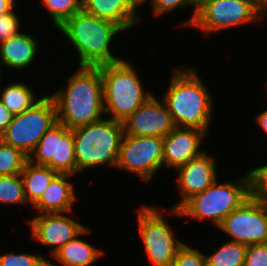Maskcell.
Wrapping results in <instances>:
<instances>
[{
  "instance_id": "8992f818",
  "label": "cell",
  "mask_w": 267,
  "mask_h": 266,
  "mask_svg": "<svg viewBox=\"0 0 267 266\" xmlns=\"http://www.w3.org/2000/svg\"><path fill=\"white\" fill-rule=\"evenodd\" d=\"M252 174L241 178L238 184L226 182L218 184L217 180L203 192L189 198L179 209H173L171 213L186 215L193 219L203 220L211 218L218 227L222 221L235 209L239 208L251 195Z\"/></svg>"
},
{
  "instance_id": "7c38bea8",
  "label": "cell",
  "mask_w": 267,
  "mask_h": 266,
  "mask_svg": "<svg viewBox=\"0 0 267 266\" xmlns=\"http://www.w3.org/2000/svg\"><path fill=\"white\" fill-rule=\"evenodd\" d=\"M218 228L232 236L233 242L247 246L267 243V211L261 200L252 194Z\"/></svg>"
},
{
  "instance_id": "83f0119b",
  "label": "cell",
  "mask_w": 267,
  "mask_h": 266,
  "mask_svg": "<svg viewBox=\"0 0 267 266\" xmlns=\"http://www.w3.org/2000/svg\"><path fill=\"white\" fill-rule=\"evenodd\" d=\"M171 266H207L206 256L184 244L178 250Z\"/></svg>"
},
{
  "instance_id": "f1b7e54d",
  "label": "cell",
  "mask_w": 267,
  "mask_h": 266,
  "mask_svg": "<svg viewBox=\"0 0 267 266\" xmlns=\"http://www.w3.org/2000/svg\"><path fill=\"white\" fill-rule=\"evenodd\" d=\"M15 11L8 12L4 15H0V42L7 40L20 32V21Z\"/></svg>"
},
{
  "instance_id": "e0dca14e",
  "label": "cell",
  "mask_w": 267,
  "mask_h": 266,
  "mask_svg": "<svg viewBox=\"0 0 267 266\" xmlns=\"http://www.w3.org/2000/svg\"><path fill=\"white\" fill-rule=\"evenodd\" d=\"M82 10L119 26L123 31L133 27L139 17L128 0H82Z\"/></svg>"
},
{
  "instance_id": "5b68a950",
  "label": "cell",
  "mask_w": 267,
  "mask_h": 266,
  "mask_svg": "<svg viewBox=\"0 0 267 266\" xmlns=\"http://www.w3.org/2000/svg\"><path fill=\"white\" fill-rule=\"evenodd\" d=\"M77 173L99 165L116 166L123 123L111 118L73 129Z\"/></svg>"
},
{
  "instance_id": "e575fe53",
  "label": "cell",
  "mask_w": 267,
  "mask_h": 266,
  "mask_svg": "<svg viewBox=\"0 0 267 266\" xmlns=\"http://www.w3.org/2000/svg\"><path fill=\"white\" fill-rule=\"evenodd\" d=\"M208 0H192L193 2V5L195 7V9L193 10V15L191 16V18L185 22V26H192L193 22H194V19H195V16L197 14V10L199 7H201L205 2H207Z\"/></svg>"
},
{
  "instance_id": "ba28073f",
  "label": "cell",
  "mask_w": 267,
  "mask_h": 266,
  "mask_svg": "<svg viewBox=\"0 0 267 266\" xmlns=\"http://www.w3.org/2000/svg\"><path fill=\"white\" fill-rule=\"evenodd\" d=\"M163 214L149 206H142L138 211L140 235L152 266H171L178 250L184 245L175 238Z\"/></svg>"
},
{
  "instance_id": "2e32d148",
  "label": "cell",
  "mask_w": 267,
  "mask_h": 266,
  "mask_svg": "<svg viewBox=\"0 0 267 266\" xmlns=\"http://www.w3.org/2000/svg\"><path fill=\"white\" fill-rule=\"evenodd\" d=\"M205 135L206 132L196 128L176 126L164 137L163 164L177 169L201 155L204 151L199 147Z\"/></svg>"
},
{
  "instance_id": "f35d334b",
  "label": "cell",
  "mask_w": 267,
  "mask_h": 266,
  "mask_svg": "<svg viewBox=\"0 0 267 266\" xmlns=\"http://www.w3.org/2000/svg\"><path fill=\"white\" fill-rule=\"evenodd\" d=\"M254 196L258 197L261 200L262 204L264 205L267 211V195H254Z\"/></svg>"
},
{
  "instance_id": "ac0fdd59",
  "label": "cell",
  "mask_w": 267,
  "mask_h": 266,
  "mask_svg": "<svg viewBox=\"0 0 267 266\" xmlns=\"http://www.w3.org/2000/svg\"><path fill=\"white\" fill-rule=\"evenodd\" d=\"M70 174H57L40 199L33 205L42 213L71 212L73 202L76 200L74 185L67 181Z\"/></svg>"
},
{
  "instance_id": "8d00e7d4",
  "label": "cell",
  "mask_w": 267,
  "mask_h": 266,
  "mask_svg": "<svg viewBox=\"0 0 267 266\" xmlns=\"http://www.w3.org/2000/svg\"><path fill=\"white\" fill-rule=\"evenodd\" d=\"M253 2L264 12L267 13V0H253Z\"/></svg>"
},
{
  "instance_id": "4dcf8cb0",
  "label": "cell",
  "mask_w": 267,
  "mask_h": 266,
  "mask_svg": "<svg viewBox=\"0 0 267 266\" xmlns=\"http://www.w3.org/2000/svg\"><path fill=\"white\" fill-rule=\"evenodd\" d=\"M253 195H267V164L251 171Z\"/></svg>"
},
{
  "instance_id": "cb8c5ba5",
  "label": "cell",
  "mask_w": 267,
  "mask_h": 266,
  "mask_svg": "<svg viewBox=\"0 0 267 266\" xmlns=\"http://www.w3.org/2000/svg\"><path fill=\"white\" fill-rule=\"evenodd\" d=\"M28 161L29 156L23 151L0 139V176L21 174Z\"/></svg>"
},
{
  "instance_id": "9c48e42d",
  "label": "cell",
  "mask_w": 267,
  "mask_h": 266,
  "mask_svg": "<svg viewBox=\"0 0 267 266\" xmlns=\"http://www.w3.org/2000/svg\"><path fill=\"white\" fill-rule=\"evenodd\" d=\"M253 0H208L198 8L192 26L209 35L232 26L263 20Z\"/></svg>"
},
{
  "instance_id": "44dd1931",
  "label": "cell",
  "mask_w": 267,
  "mask_h": 266,
  "mask_svg": "<svg viewBox=\"0 0 267 266\" xmlns=\"http://www.w3.org/2000/svg\"><path fill=\"white\" fill-rule=\"evenodd\" d=\"M57 174L49 166L35 165L28 161L20 174L27 202H31L33 206Z\"/></svg>"
},
{
  "instance_id": "603a6c76",
  "label": "cell",
  "mask_w": 267,
  "mask_h": 266,
  "mask_svg": "<svg viewBox=\"0 0 267 266\" xmlns=\"http://www.w3.org/2000/svg\"><path fill=\"white\" fill-rule=\"evenodd\" d=\"M247 245L229 241L213 254L205 255L207 266H244Z\"/></svg>"
},
{
  "instance_id": "6da1fadb",
  "label": "cell",
  "mask_w": 267,
  "mask_h": 266,
  "mask_svg": "<svg viewBox=\"0 0 267 266\" xmlns=\"http://www.w3.org/2000/svg\"><path fill=\"white\" fill-rule=\"evenodd\" d=\"M68 80L66 90L50 95L56 106L57 121L74 129L101 120L105 109L100 69L79 66Z\"/></svg>"
},
{
  "instance_id": "484cf974",
  "label": "cell",
  "mask_w": 267,
  "mask_h": 266,
  "mask_svg": "<svg viewBox=\"0 0 267 266\" xmlns=\"http://www.w3.org/2000/svg\"><path fill=\"white\" fill-rule=\"evenodd\" d=\"M1 203H28L20 174L0 176Z\"/></svg>"
},
{
  "instance_id": "7a4b0ae2",
  "label": "cell",
  "mask_w": 267,
  "mask_h": 266,
  "mask_svg": "<svg viewBox=\"0 0 267 266\" xmlns=\"http://www.w3.org/2000/svg\"><path fill=\"white\" fill-rule=\"evenodd\" d=\"M170 85L163 97L174 125L196 128L208 132L213 103L208 88L195 69H175Z\"/></svg>"
},
{
  "instance_id": "1f68e13d",
  "label": "cell",
  "mask_w": 267,
  "mask_h": 266,
  "mask_svg": "<svg viewBox=\"0 0 267 266\" xmlns=\"http://www.w3.org/2000/svg\"><path fill=\"white\" fill-rule=\"evenodd\" d=\"M187 4L193 5L192 0H152L151 2L154 15H161L164 12L183 7Z\"/></svg>"
},
{
  "instance_id": "f546056e",
  "label": "cell",
  "mask_w": 267,
  "mask_h": 266,
  "mask_svg": "<svg viewBox=\"0 0 267 266\" xmlns=\"http://www.w3.org/2000/svg\"><path fill=\"white\" fill-rule=\"evenodd\" d=\"M244 266H267V243L248 245Z\"/></svg>"
},
{
  "instance_id": "277c9868",
  "label": "cell",
  "mask_w": 267,
  "mask_h": 266,
  "mask_svg": "<svg viewBox=\"0 0 267 266\" xmlns=\"http://www.w3.org/2000/svg\"><path fill=\"white\" fill-rule=\"evenodd\" d=\"M100 69L105 113L123 122L153 94L144 92L134 68L125 60L97 66Z\"/></svg>"
},
{
  "instance_id": "74e56055",
  "label": "cell",
  "mask_w": 267,
  "mask_h": 266,
  "mask_svg": "<svg viewBox=\"0 0 267 266\" xmlns=\"http://www.w3.org/2000/svg\"><path fill=\"white\" fill-rule=\"evenodd\" d=\"M128 1L136 9V7H138V5L143 4L146 0H128ZM150 2H152V0H150Z\"/></svg>"
},
{
  "instance_id": "52a82bcc",
  "label": "cell",
  "mask_w": 267,
  "mask_h": 266,
  "mask_svg": "<svg viewBox=\"0 0 267 266\" xmlns=\"http://www.w3.org/2000/svg\"><path fill=\"white\" fill-rule=\"evenodd\" d=\"M56 122L55 103L50 96H43L32 108L13 116L0 139L30 156L41 137Z\"/></svg>"
},
{
  "instance_id": "4fadbf2b",
  "label": "cell",
  "mask_w": 267,
  "mask_h": 266,
  "mask_svg": "<svg viewBox=\"0 0 267 266\" xmlns=\"http://www.w3.org/2000/svg\"><path fill=\"white\" fill-rule=\"evenodd\" d=\"M28 224L33 239L45 246H52V256L67 242L90 232L84 225L62 213H42Z\"/></svg>"
},
{
  "instance_id": "9a60e30c",
  "label": "cell",
  "mask_w": 267,
  "mask_h": 266,
  "mask_svg": "<svg viewBox=\"0 0 267 266\" xmlns=\"http://www.w3.org/2000/svg\"><path fill=\"white\" fill-rule=\"evenodd\" d=\"M214 161L212 156L203 152L176 169L179 172L178 188L182 199L173 209H179L189 198L203 192L217 180Z\"/></svg>"
},
{
  "instance_id": "5bb4252c",
  "label": "cell",
  "mask_w": 267,
  "mask_h": 266,
  "mask_svg": "<svg viewBox=\"0 0 267 266\" xmlns=\"http://www.w3.org/2000/svg\"><path fill=\"white\" fill-rule=\"evenodd\" d=\"M124 135L166 137L176 126L163 100L153 95L123 122Z\"/></svg>"
},
{
  "instance_id": "4316f807",
  "label": "cell",
  "mask_w": 267,
  "mask_h": 266,
  "mask_svg": "<svg viewBox=\"0 0 267 266\" xmlns=\"http://www.w3.org/2000/svg\"><path fill=\"white\" fill-rule=\"evenodd\" d=\"M0 266H57L44 259L38 254L29 253H6L5 255H0Z\"/></svg>"
},
{
  "instance_id": "ffe728a7",
  "label": "cell",
  "mask_w": 267,
  "mask_h": 266,
  "mask_svg": "<svg viewBox=\"0 0 267 266\" xmlns=\"http://www.w3.org/2000/svg\"><path fill=\"white\" fill-rule=\"evenodd\" d=\"M78 237L67 242L54 253L53 257L63 266H91L104 254L103 250L95 248Z\"/></svg>"
},
{
  "instance_id": "7402d4cb",
  "label": "cell",
  "mask_w": 267,
  "mask_h": 266,
  "mask_svg": "<svg viewBox=\"0 0 267 266\" xmlns=\"http://www.w3.org/2000/svg\"><path fill=\"white\" fill-rule=\"evenodd\" d=\"M33 91L23 83L7 85L1 92L0 101L13 116L32 108L40 99L35 101Z\"/></svg>"
},
{
  "instance_id": "30bf717a",
  "label": "cell",
  "mask_w": 267,
  "mask_h": 266,
  "mask_svg": "<svg viewBox=\"0 0 267 266\" xmlns=\"http://www.w3.org/2000/svg\"><path fill=\"white\" fill-rule=\"evenodd\" d=\"M29 161L35 165L49 166L59 174H76L73 129L57 121L41 137Z\"/></svg>"
},
{
  "instance_id": "d6986e66",
  "label": "cell",
  "mask_w": 267,
  "mask_h": 266,
  "mask_svg": "<svg viewBox=\"0 0 267 266\" xmlns=\"http://www.w3.org/2000/svg\"><path fill=\"white\" fill-rule=\"evenodd\" d=\"M37 50V40L33 36L19 33L0 42V59L9 68H27L34 60Z\"/></svg>"
},
{
  "instance_id": "d4e9b609",
  "label": "cell",
  "mask_w": 267,
  "mask_h": 266,
  "mask_svg": "<svg viewBox=\"0 0 267 266\" xmlns=\"http://www.w3.org/2000/svg\"><path fill=\"white\" fill-rule=\"evenodd\" d=\"M56 28L82 11V0H42Z\"/></svg>"
},
{
  "instance_id": "8fae6325",
  "label": "cell",
  "mask_w": 267,
  "mask_h": 266,
  "mask_svg": "<svg viewBox=\"0 0 267 266\" xmlns=\"http://www.w3.org/2000/svg\"><path fill=\"white\" fill-rule=\"evenodd\" d=\"M163 145L162 137L124 135L115 167L150 181L163 165Z\"/></svg>"
},
{
  "instance_id": "3957f363",
  "label": "cell",
  "mask_w": 267,
  "mask_h": 266,
  "mask_svg": "<svg viewBox=\"0 0 267 266\" xmlns=\"http://www.w3.org/2000/svg\"><path fill=\"white\" fill-rule=\"evenodd\" d=\"M80 56L79 66L97 67L121 61L109 46L115 34L123 31L114 23L89 15L83 10L67 19L59 28Z\"/></svg>"
},
{
  "instance_id": "d6a6232c",
  "label": "cell",
  "mask_w": 267,
  "mask_h": 266,
  "mask_svg": "<svg viewBox=\"0 0 267 266\" xmlns=\"http://www.w3.org/2000/svg\"><path fill=\"white\" fill-rule=\"evenodd\" d=\"M13 115L0 101V135L6 130L11 122Z\"/></svg>"
},
{
  "instance_id": "d590c367",
  "label": "cell",
  "mask_w": 267,
  "mask_h": 266,
  "mask_svg": "<svg viewBox=\"0 0 267 266\" xmlns=\"http://www.w3.org/2000/svg\"><path fill=\"white\" fill-rule=\"evenodd\" d=\"M256 119L260 127L267 133V109L258 114Z\"/></svg>"
},
{
  "instance_id": "836d02e7",
  "label": "cell",
  "mask_w": 267,
  "mask_h": 266,
  "mask_svg": "<svg viewBox=\"0 0 267 266\" xmlns=\"http://www.w3.org/2000/svg\"><path fill=\"white\" fill-rule=\"evenodd\" d=\"M14 4V0H0V15L13 11Z\"/></svg>"
}]
</instances>
